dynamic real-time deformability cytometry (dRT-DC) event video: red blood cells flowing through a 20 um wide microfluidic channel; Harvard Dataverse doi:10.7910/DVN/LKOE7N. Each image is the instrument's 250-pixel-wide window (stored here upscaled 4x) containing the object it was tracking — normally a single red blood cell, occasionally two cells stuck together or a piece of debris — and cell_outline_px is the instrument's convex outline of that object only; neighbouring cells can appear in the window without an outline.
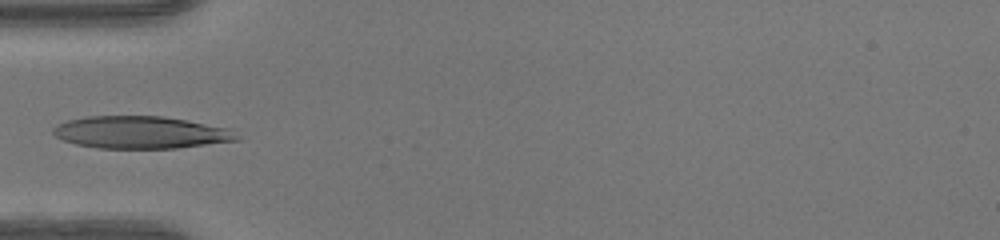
{"species": "human", "species_latin": "Homo sapiens", "temperature_condition": "warm", "stored_images_in_passage": 34, "camera_frame_rate_fps": 3000, "um_per_image_px": 0.085, "donor": {"sex": "female"}, "frame": {"image": 1, "passage_image": 1, "time_ms": 0.0, "image_size_px": [1000, 240], "cell_outline_px": [[240, 140], [176, 148], [100, 148], [76, 144], [64, 140], [56, 136], [52, 132], [52, 128], [56, 124], [68, 120], [88, 116], [164, 116], [188, 120], [232, 128], [240, 136]], "centroid_in_image_um": [12.01, 11.24], "position_along_channel_um": 73.0, "area_um2": 34.85}}
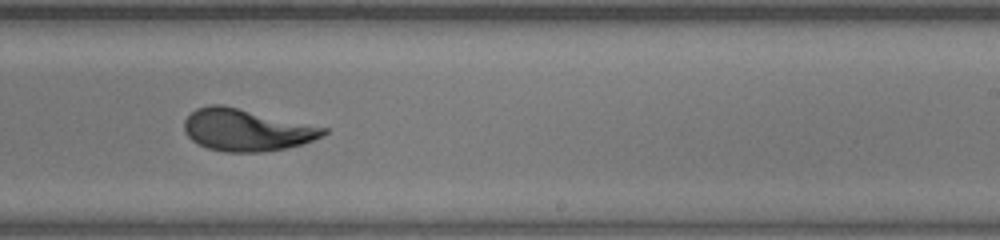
{"frame": {"image": 2, "passage_image": 15, "time_ms": 4.667, "image_size_px": [1000, 240], "cell_outline_px": [[328, 132], [324, 136], [300, 144], [284, 148], [264, 152], [224, 152], [208, 148], [192, 140], [184, 132], [184, 120], [196, 108], [208, 104], [224, 104], [328, 128]], "centroid_in_image_um": [20.94, 11.03], "position_along_channel_um": 268.1, "area_um2": 34.22}}
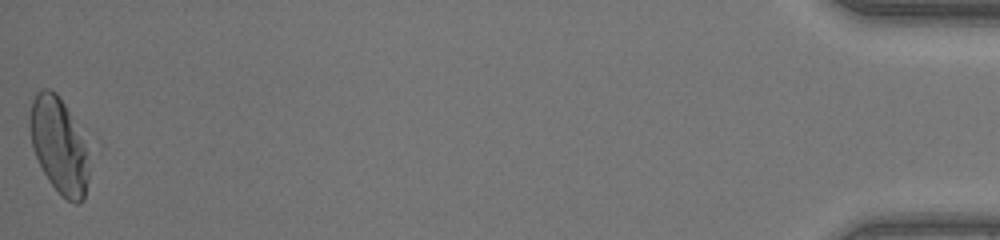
{"frame": {"image": 3, "passage_image": 34, "time_ms": 11.0, "image_size_px": [1000, 240], "cell_outline_px": [[88, 180], [84, 200], [76, 204], [60, 196], [48, 180], [32, 148], [28, 128], [28, 120], [32, 100], [36, 92], [44, 88], [48, 88], [56, 92], [64, 104], [68, 112], [84, 148], [88, 172]], "centroid_in_image_um": [4.93, 12.39], "position_along_channel_um": 430.3, "area_um2": 32.19}}